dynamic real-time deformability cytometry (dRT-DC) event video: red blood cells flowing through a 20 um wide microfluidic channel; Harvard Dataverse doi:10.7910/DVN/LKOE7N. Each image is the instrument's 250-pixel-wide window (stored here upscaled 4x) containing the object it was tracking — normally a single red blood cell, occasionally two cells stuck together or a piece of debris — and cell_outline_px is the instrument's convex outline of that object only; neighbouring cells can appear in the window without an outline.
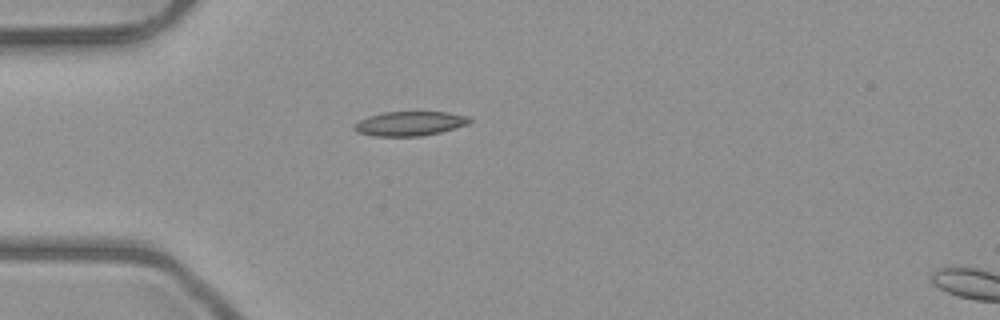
{"species": "common noctule bat (a hibernating species)", "species_latin": "Nyctalus noctula", "temperature_condition": "room temperature", "stored_images_in_passage": 1, "camera_frame_rate_fps": 3000, "um_per_image_px": 0.085, "animal": {"sex": "male", "body_mass_g": 23.1, "forearm_length_mm": 52.7}, "frame": {"image": 1, "passage_image": 1, "time_ms": 0.0, "image_size_px": [1000, 320], "cell_outline_px": [[472, 120], [468, 124], [440, 132], [420, 136], [372, 136], [356, 132], [352, 128], [352, 124], [368, 116], [384, 112], [448, 112], [468, 116]], "centroid_in_image_um": [34.78, 10.5], "position_along_channel_um": 50.2, "area_um2": 16.47}}